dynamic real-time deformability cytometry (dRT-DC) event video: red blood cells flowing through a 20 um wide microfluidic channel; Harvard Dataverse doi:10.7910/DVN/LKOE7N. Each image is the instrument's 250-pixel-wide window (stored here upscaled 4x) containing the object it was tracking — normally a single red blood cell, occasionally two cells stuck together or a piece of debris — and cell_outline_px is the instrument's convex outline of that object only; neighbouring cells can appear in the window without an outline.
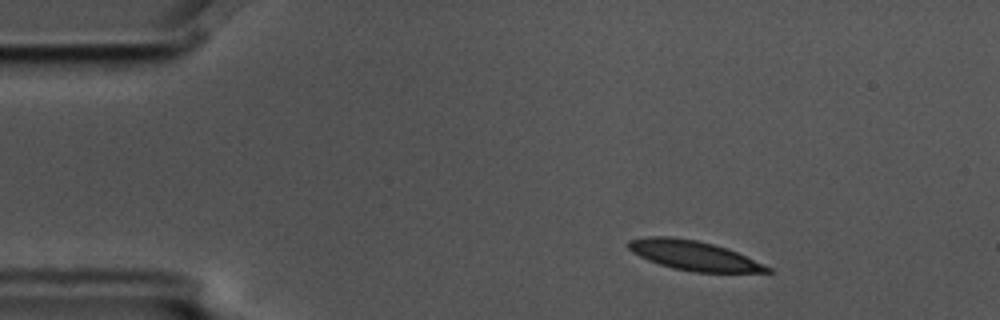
{"species": "common noctule bat (a hibernating species)", "species_latin": "Nyctalus noctula", "temperature_condition": "cold", "stored_images_in_passage": 3, "camera_frame_rate_fps": 3000, "um_per_image_px": 0.085, "animal": {"sex": "male", "body_mass_g": 17.5, "forearm_length_mm": 52.3}, "frame": {"image": 1, "passage_image": 1, "time_ms": 0.0, "image_size_px": [1000, 320], "cell_outline_px": [[772, 272], [692, 272], [672, 268], [648, 260], [632, 252], [628, 248], [628, 240], [648, 236], [668, 236], [696, 240], [712, 244], [736, 252], [772, 268]], "centroid_in_image_um": [58.92, 21.72], "position_along_channel_um": 26.1, "area_um2": 23.58}}